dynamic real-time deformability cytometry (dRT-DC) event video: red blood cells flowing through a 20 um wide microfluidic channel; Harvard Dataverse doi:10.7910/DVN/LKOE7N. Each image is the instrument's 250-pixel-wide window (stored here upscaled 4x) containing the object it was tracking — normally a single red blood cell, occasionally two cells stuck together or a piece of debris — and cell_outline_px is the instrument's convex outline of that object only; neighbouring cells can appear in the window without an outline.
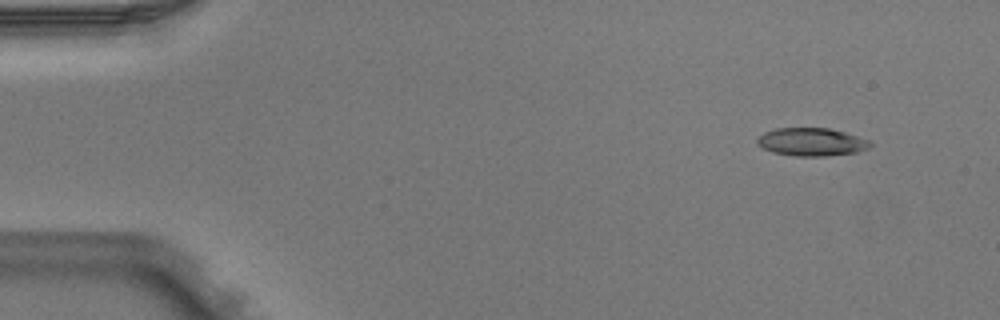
{"species": "Egyptian fruit bat (a non-hibernating species)", "species_latin": "Rousettus aegyptiacus", "temperature_condition": "warm", "stored_images_in_passage": 6, "camera_frame_rate_fps": 3000, "um_per_image_px": 0.085, "animal": {"sex": "male"}, "frame": {"image": 1, "passage_image": 2, "time_ms": 0.333, "image_size_px": [1000, 320], "cell_outline_px": [[872, 144], [868, 148], [856, 152], [824, 156], [796, 156], [772, 152], [756, 144], [756, 140], [764, 132], [776, 128], [828, 128], [844, 132], [872, 140]], "centroid_in_image_um": [68.99, 12.06], "position_along_channel_um": 16.0, "area_um2": 18.44}}